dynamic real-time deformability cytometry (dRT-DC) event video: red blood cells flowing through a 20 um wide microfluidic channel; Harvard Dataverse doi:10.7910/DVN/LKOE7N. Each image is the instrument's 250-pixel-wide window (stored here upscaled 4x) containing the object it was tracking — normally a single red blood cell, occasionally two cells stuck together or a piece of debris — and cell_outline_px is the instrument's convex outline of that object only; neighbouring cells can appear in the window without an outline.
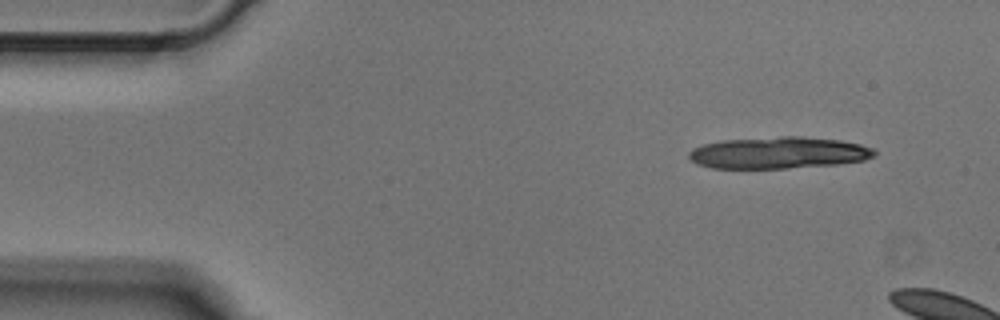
{"species": "Egyptian fruit bat (a non-hibernating species)", "species_latin": "Rousettus aegyptiacus", "temperature_condition": "cold", "stored_images_in_passage": 2, "camera_frame_rate_fps": 3000, "um_per_image_px": 0.085, "animal": {"sex": "male"}, "frame": {"image": 1, "passage_image": 1, "time_ms": 0.0, "image_size_px": [1000, 320], "cell_outline_px": [[876, 156], [864, 160], [836, 164], [788, 168], [712, 168], [696, 164], [688, 156], [688, 152], [692, 148], [704, 144], [720, 140], [780, 136], [800, 136], [840, 140], [860, 144], [876, 148]], "centroid_in_image_um": [66.18, 12.98], "position_along_channel_um": 18.8, "area_um2": 34.56}}